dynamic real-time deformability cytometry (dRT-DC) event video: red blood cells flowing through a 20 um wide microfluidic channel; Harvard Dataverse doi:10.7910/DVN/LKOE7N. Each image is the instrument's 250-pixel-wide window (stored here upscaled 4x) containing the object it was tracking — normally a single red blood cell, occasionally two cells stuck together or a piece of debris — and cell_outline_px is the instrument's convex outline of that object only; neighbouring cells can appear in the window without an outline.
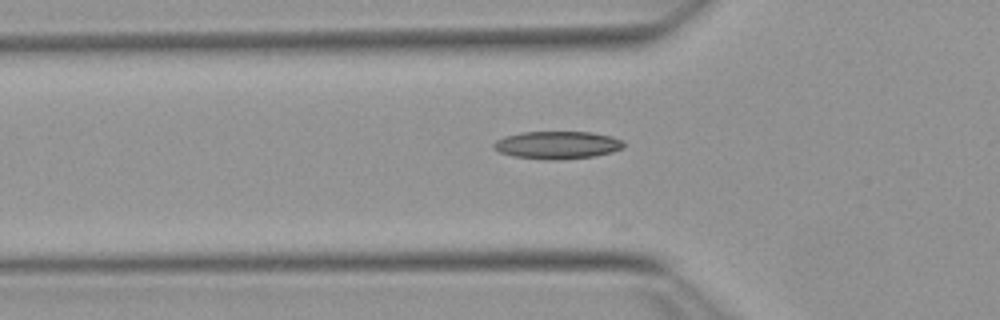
{"species": "Egyptian fruit bat (a non-hibernating species)", "species_latin": "Rousettus aegyptiacus", "temperature_condition": "warm", "stored_images_in_passage": 7, "camera_frame_rate_fps": 3000, "um_per_image_px": 0.085, "animal": {"sex": "female"}, "frame": {"image": 1, "passage_image": 4, "time_ms": 1.0, "image_size_px": [1000, 320], "cell_outline_px": [[624, 148], [612, 152], [592, 156], [560, 160], [544, 160], [512, 156], [500, 152], [492, 148], [492, 144], [496, 140], [504, 136], [520, 132], [592, 132], [612, 136], [624, 140]], "centroid_in_image_um": [47.36, 12.33], "position_along_channel_um": 78.4, "area_um2": 21.27}}